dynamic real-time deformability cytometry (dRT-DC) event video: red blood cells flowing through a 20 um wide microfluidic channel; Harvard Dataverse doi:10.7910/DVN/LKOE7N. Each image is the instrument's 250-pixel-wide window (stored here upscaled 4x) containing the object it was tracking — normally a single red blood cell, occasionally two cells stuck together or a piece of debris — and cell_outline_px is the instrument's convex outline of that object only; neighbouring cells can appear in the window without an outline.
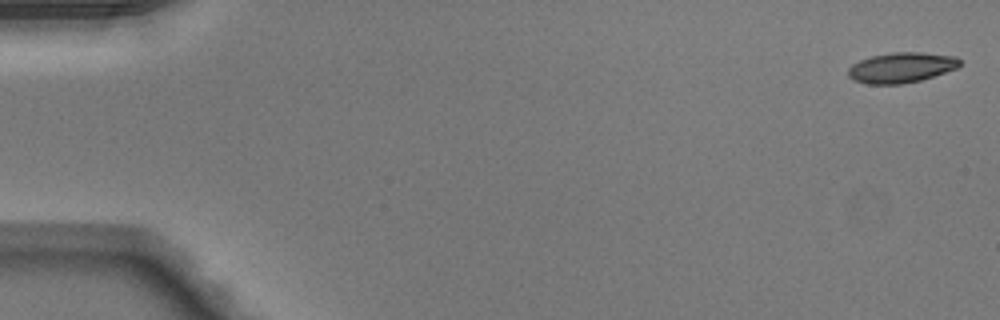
{"species": "Egyptian fruit bat (a non-hibernating species)", "species_latin": "Rousettus aegyptiacus", "temperature_condition": "warm", "stored_images_in_passage": 23, "camera_frame_rate_fps": 3000, "um_per_image_px": 0.085, "animal": {"sex": "male"}, "frame": {"image": 1, "passage_image": 1, "time_ms": 0.0, "image_size_px": [1000, 320], "cell_outline_px": [[960, 64], [956, 68], [920, 80], [900, 84], [868, 84], [852, 80], [848, 76], [848, 68], [852, 64], [860, 60], [872, 56], [892, 52], [920, 52], [956, 56], [960, 60]], "centroid_in_image_um": [76.57, 5.74], "position_along_channel_um": 8.4, "area_um2": 19.59}}
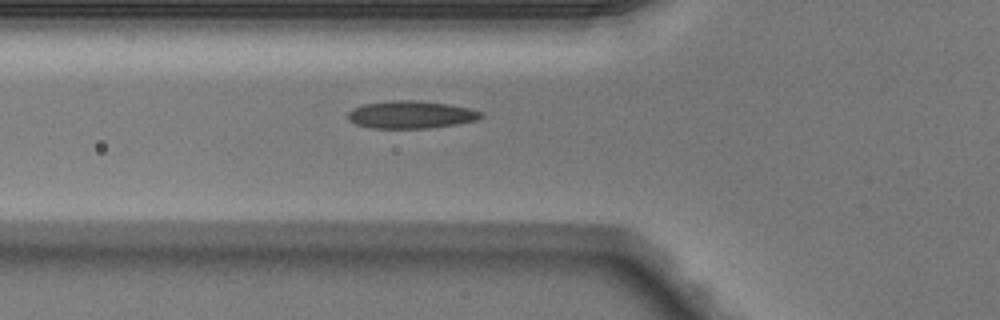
{"frame": {"image": 2, "passage_image": 18, "time_ms": 5.667, "image_size_px": [1000, 320], "cell_outline_px": [[484, 116], [476, 120], [456, 124], [428, 128], [368, 128], [356, 124], [348, 120], [348, 112], [352, 108], [364, 104], [392, 100], [416, 100], [448, 104], [468, 108], [480, 112]], "centroid_in_image_um": [34.88, 9.74], "position_along_channel_um": 90.9, "area_um2": 21.33}}
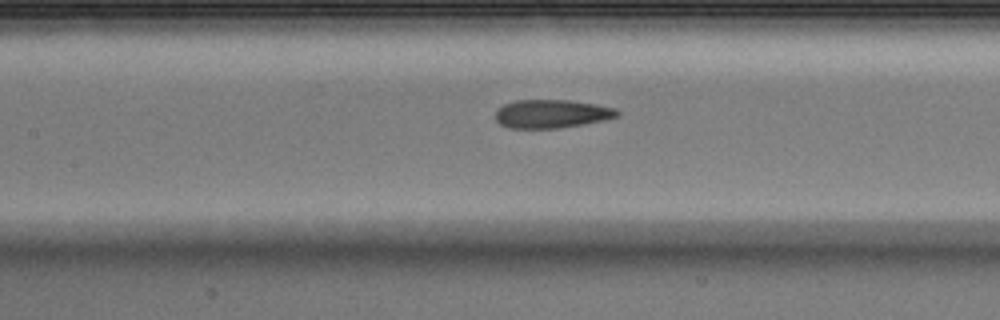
{"frame": {"image": 3, "passage_image": 23, "time_ms": 7.333, "image_size_px": [1000, 320], "cell_outline_px": [[620, 116], [604, 120], [560, 128], [508, 128], [500, 124], [496, 120], [496, 112], [504, 104], [516, 100], [568, 100], [596, 104], [616, 108], [620, 112]], "centroid_in_image_um": [46.92, 9.67], "position_along_channel_um": 160.5, "area_um2": 20.17}}